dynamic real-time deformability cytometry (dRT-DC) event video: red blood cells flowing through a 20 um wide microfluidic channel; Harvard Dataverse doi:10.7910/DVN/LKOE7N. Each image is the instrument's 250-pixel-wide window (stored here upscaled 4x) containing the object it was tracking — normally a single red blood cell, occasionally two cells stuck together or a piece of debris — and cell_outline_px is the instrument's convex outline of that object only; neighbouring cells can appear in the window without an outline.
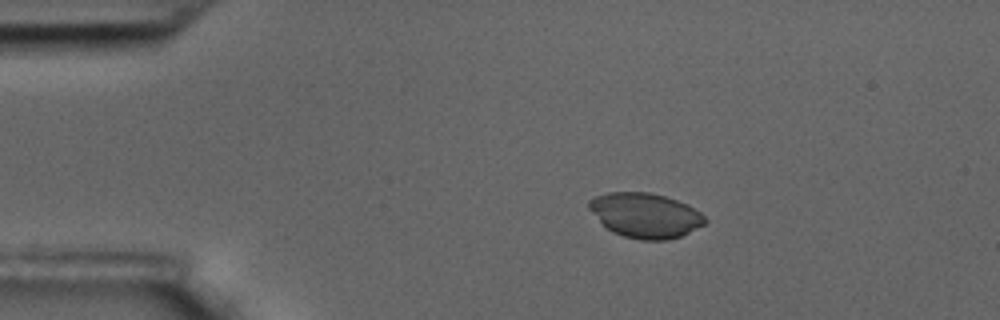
{"species": "common noctule bat (a hibernating species)", "species_latin": "Nyctalus noctula", "temperature_condition": "room temperature", "stored_images_in_passage": 48, "camera_frame_rate_fps": 3000, "um_per_image_px": 0.085, "animal": {"sex": "male", "body_mass_g": 17.5, "forearm_length_mm": 52.3}, "frame": {"image": 1, "passage_image": 1, "time_ms": 0.0, "image_size_px": [1000, 320], "cell_outline_px": [[708, 220], [704, 224], [680, 236], [668, 240], [640, 240], [624, 236], [612, 232], [588, 208], [588, 200], [596, 196], [608, 192], [648, 192], [664, 196], [688, 204], [700, 212]], "centroid_in_image_um": [54.86, 18.3], "position_along_channel_um": 30.1, "area_um2": 30.06}}
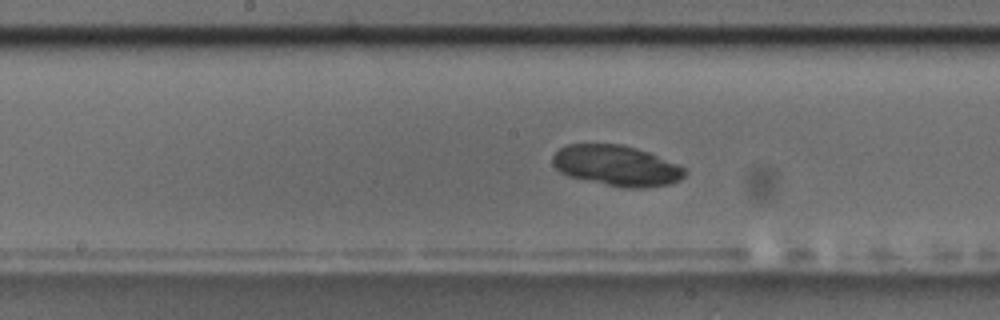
{"frame": {"image": 2, "passage_image": 20, "time_ms": 6.333, "image_size_px": [1000, 320], "cell_outline_px": [[688, 172], [680, 180], [668, 184], [644, 188], [624, 188], [568, 176], [560, 172], [552, 164], [552, 156], [560, 148], [568, 144], [624, 144], [648, 152], [680, 164]], "centroid_in_image_um": [52.42, 14.08], "position_along_channel_um": 195.8, "area_um2": 31.39}}
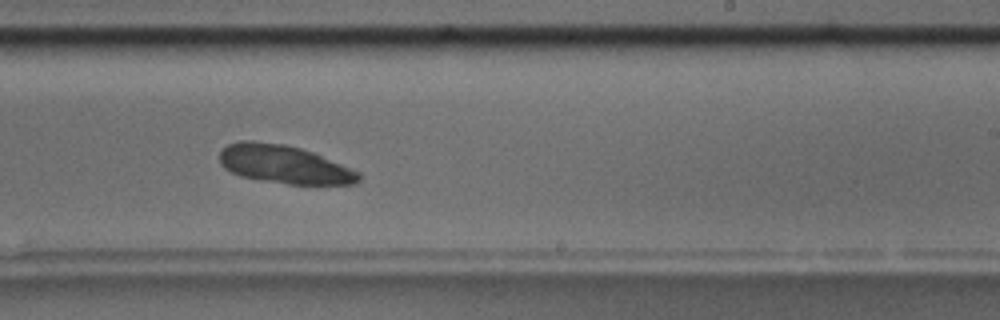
{"frame": {"image": 3, "passage_image": 26, "time_ms": 8.333, "image_size_px": [1000, 320], "cell_outline_px": [[360, 180], [356, 184], [288, 184], [240, 176], [224, 168], [220, 164], [220, 152], [228, 144], [240, 140], [252, 140], [284, 144], [300, 148], [312, 152], [360, 172]], "centroid_in_image_um": [24.14, 13.96], "position_along_channel_um": 264.9, "area_um2": 30.87}}